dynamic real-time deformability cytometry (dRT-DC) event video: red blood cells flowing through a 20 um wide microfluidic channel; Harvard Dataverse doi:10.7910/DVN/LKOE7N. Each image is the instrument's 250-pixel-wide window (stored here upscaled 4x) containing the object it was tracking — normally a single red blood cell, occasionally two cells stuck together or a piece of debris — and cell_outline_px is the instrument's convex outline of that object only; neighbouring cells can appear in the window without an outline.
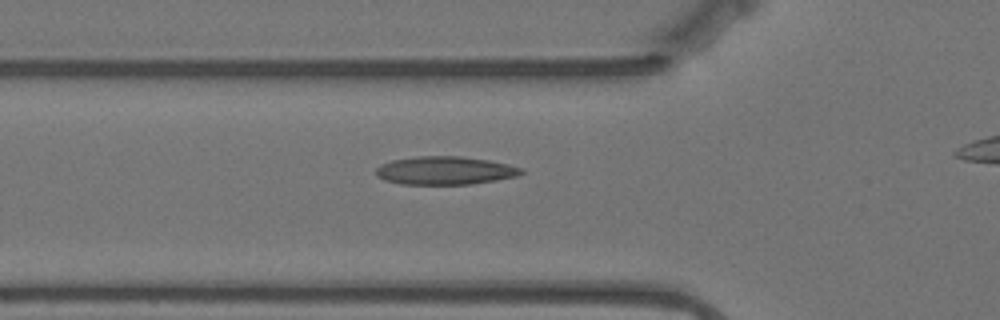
{"species": "Egyptian fruit bat (a non-hibernating species)", "species_latin": "Rousettus aegyptiacus", "temperature_condition": "warm", "stored_images_in_passage": 26, "camera_frame_rate_fps": 3000, "um_per_image_px": 0.085, "animal": {"sex": "female"}, "frame": {"image": 1, "passage_image": 2, "time_ms": 0.333, "image_size_px": [1000, 320], "cell_outline_px": [[524, 172], [516, 176], [496, 180], [472, 184], [400, 184], [384, 180], [376, 176], [376, 168], [380, 164], [392, 160], [416, 156], [460, 156], [488, 160], [508, 164], [524, 168]], "centroid_in_image_um": [37.81, 14.49], "position_along_channel_um": 88.0, "area_um2": 23.99}}
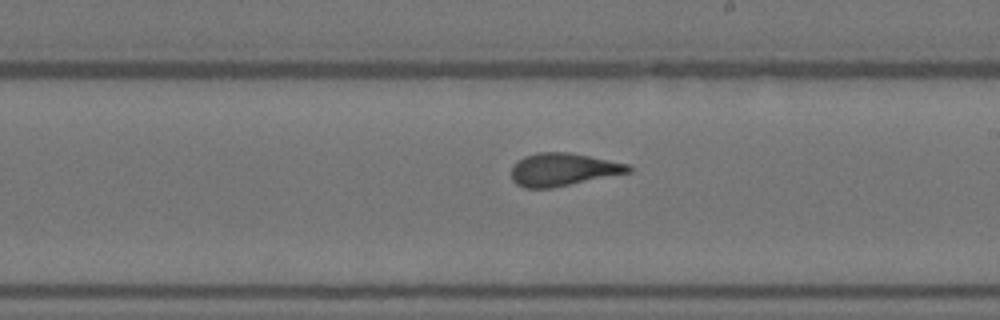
{"frame": {"image": 2, "passage_image": 15, "time_ms": 4.667, "image_size_px": [1000, 320], "cell_outline_px": [[632, 172], [552, 188], [524, 188], [516, 184], [512, 180], [512, 164], [516, 160], [524, 156], [536, 152], [568, 152], [628, 164], [632, 168]], "centroid_in_image_um": [47.82, 14.41], "position_along_channel_um": 241.2, "area_um2": 22.48}}
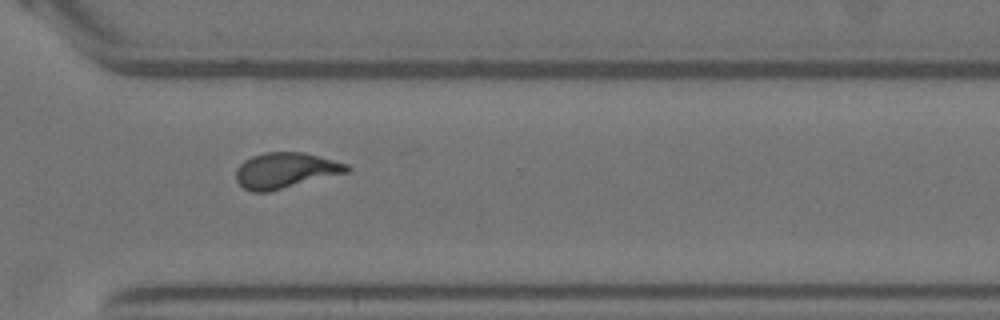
{"frame": {"image": 3, "passage_image": 24, "time_ms": 7.667, "image_size_px": [1000, 320], "cell_outline_px": [[352, 168], [348, 172], [268, 192], [252, 192], [244, 188], [236, 180], [236, 168], [244, 160], [252, 156], [264, 152], [304, 152], [348, 164]], "centroid_in_image_um": [24.25, 14.48], "position_along_channel_um": 346.3, "area_um2": 23.0}}